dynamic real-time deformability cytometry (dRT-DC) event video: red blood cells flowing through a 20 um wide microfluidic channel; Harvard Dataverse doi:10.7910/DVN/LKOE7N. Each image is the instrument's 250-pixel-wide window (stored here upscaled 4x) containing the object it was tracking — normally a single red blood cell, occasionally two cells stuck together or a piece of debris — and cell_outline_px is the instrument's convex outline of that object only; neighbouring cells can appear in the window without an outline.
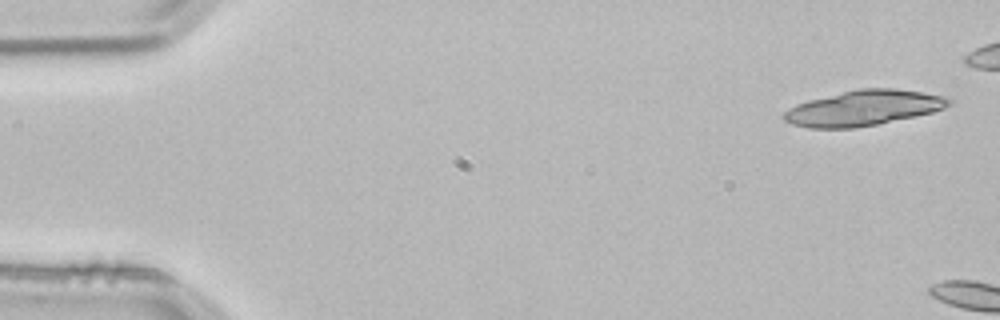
{"species": "common noctule bat (a hibernating species)", "species_latin": "Nyctalus noctula", "temperature_condition": "room temperature", "stored_images_in_passage": 2, "camera_frame_rate_fps": 3000, "um_per_image_px": 0.085, "animal": {"sex": "male", "body_mass_g": 21.5, "forearm_length_mm": 52.0}, "frame": {"image": 1, "passage_image": 1, "time_ms": 0.0, "image_size_px": [1000, 320], "cell_outline_px": [[952, 104], [944, 108], [932, 112], [916, 116], [876, 124], [852, 128], [808, 128], [792, 124], [784, 120], [780, 116], [788, 108], [796, 104], [808, 100], [860, 88], [896, 88], [948, 96], [952, 100]], "centroid_in_image_um": [73.4, 9.17], "position_along_channel_um": 11.6, "area_um2": 34.04}}